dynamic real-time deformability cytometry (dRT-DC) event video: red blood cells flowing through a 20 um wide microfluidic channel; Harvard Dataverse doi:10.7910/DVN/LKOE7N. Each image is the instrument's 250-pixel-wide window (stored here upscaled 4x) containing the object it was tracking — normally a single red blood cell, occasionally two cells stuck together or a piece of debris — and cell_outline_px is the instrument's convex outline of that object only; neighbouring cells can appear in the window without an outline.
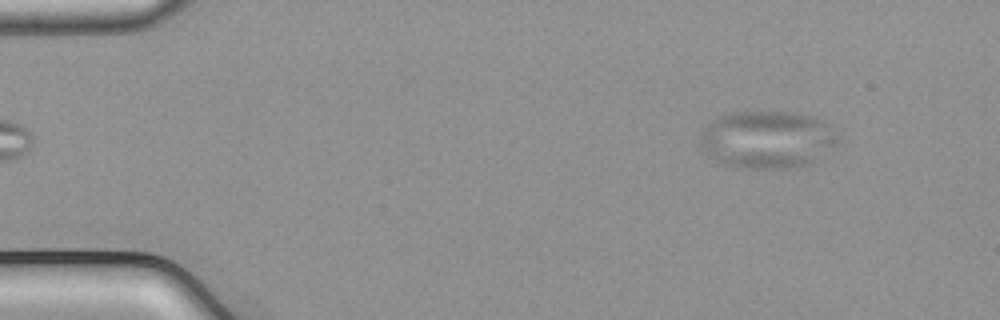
{"species": "common noctule bat (a hibernating species)", "species_latin": "Nyctalus noctula", "temperature_condition": "cold", "stored_images_in_passage": 48, "camera_frame_rate_fps": 3000, "um_per_image_px": 0.085, "animal": {"sex": "male", "body_mass_g": 21.5, "forearm_length_mm": 52.0}, "frame": {"image": 1, "passage_image": 1, "time_ms": 0.0, "image_size_px": [1000, 320], "cell_outline_px": [[840, 140], [812, 160], [804, 164], [788, 168], [740, 168], [724, 164], [716, 160], [700, 144], [700, 140], [704, 128], [708, 124], [720, 116], [732, 112], [792, 112], [816, 116]], "centroid_in_image_um": [65.16, 11.84], "position_along_channel_um": 19.8, "area_um2": 44.97}}
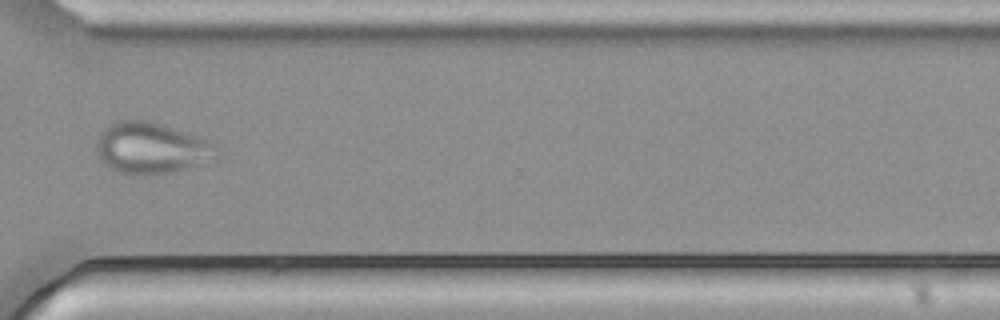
{"frame": {"image": 2, "passage_image": 35, "time_ms": 11.333, "image_size_px": [1000, 320], "cell_outline_px": [[220, 148], [192, 164], [184, 168], [172, 172], [152, 176], [136, 176], [120, 172], [108, 168], [100, 160], [96, 148], [96, 144], [100, 136], [112, 124], [120, 120], [144, 120], [160, 124], [220, 144]], "centroid_in_image_um": [12.76, 12.6], "position_along_channel_um": 357.8, "area_um2": 34.8}}
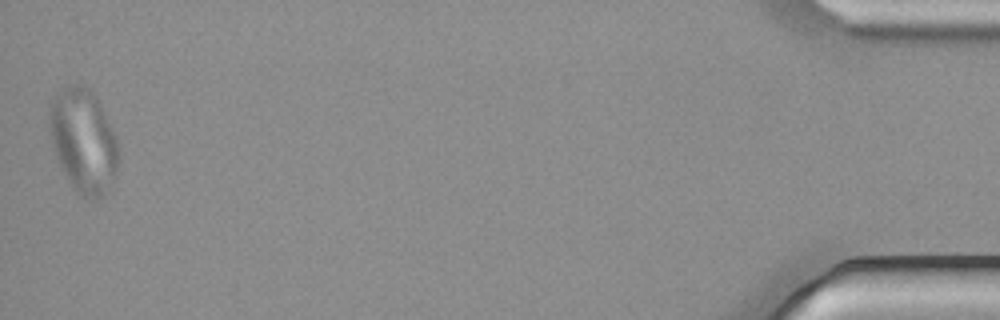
{"frame": {"image": 3, "passage_image": 48, "time_ms": 15.667, "image_size_px": [1000, 320], "cell_outline_px": [[120, 160], [116, 176], [104, 196], [96, 200], [92, 200], [80, 196], [64, 172], [56, 156], [48, 124], [48, 108], [56, 92], [72, 84], [80, 84], [88, 88], [96, 96], [116, 136], [120, 148]], "centroid_in_image_um": [7.12, 11.98], "position_along_channel_um": 428.1, "area_um2": 42.25}}